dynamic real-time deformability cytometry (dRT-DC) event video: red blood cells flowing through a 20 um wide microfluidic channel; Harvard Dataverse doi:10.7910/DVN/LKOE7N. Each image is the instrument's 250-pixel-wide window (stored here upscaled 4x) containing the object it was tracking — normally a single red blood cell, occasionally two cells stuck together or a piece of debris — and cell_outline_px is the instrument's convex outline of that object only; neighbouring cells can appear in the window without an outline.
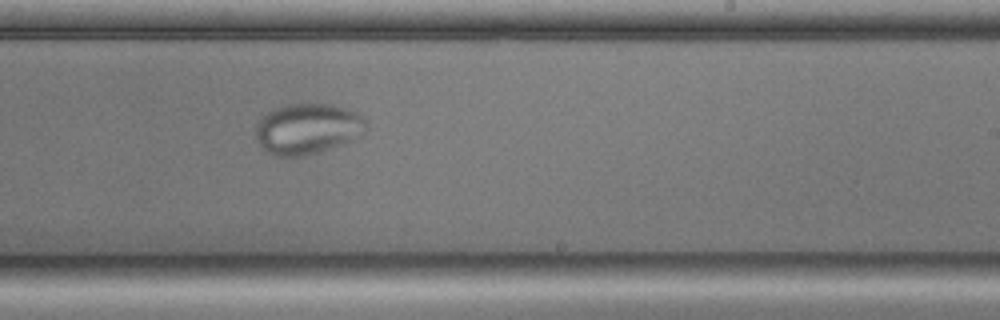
{"species": "common noctule bat (a hibernating species)", "species_latin": "Nyctalus noctula", "temperature_condition": "cold", "stored_images_in_passage": 43, "camera_frame_rate_fps": 3000, "um_per_image_px": 0.085, "animal": {"sex": "male", "body_mass_g": 17.9, "forearm_length_mm": 54.2}, "frame": {"image": 1, "passage_image": 20, "time_ms": 6.333, "image_size_px": [1000, 320], "cell_outline_px": [[368, 128], [364, 132], [352, 140], [304, 156], [272, 156], [260, 144], [256, 136], [256, 124], [268, 112], [276, 108], [288, 104], [332, 104], [348, 108], [364, 116], [368, 124]], "centroid_in_image_um": [26.18, 10.93], "position_along_channel_um": 262.8, "area_um2": 32.48}}